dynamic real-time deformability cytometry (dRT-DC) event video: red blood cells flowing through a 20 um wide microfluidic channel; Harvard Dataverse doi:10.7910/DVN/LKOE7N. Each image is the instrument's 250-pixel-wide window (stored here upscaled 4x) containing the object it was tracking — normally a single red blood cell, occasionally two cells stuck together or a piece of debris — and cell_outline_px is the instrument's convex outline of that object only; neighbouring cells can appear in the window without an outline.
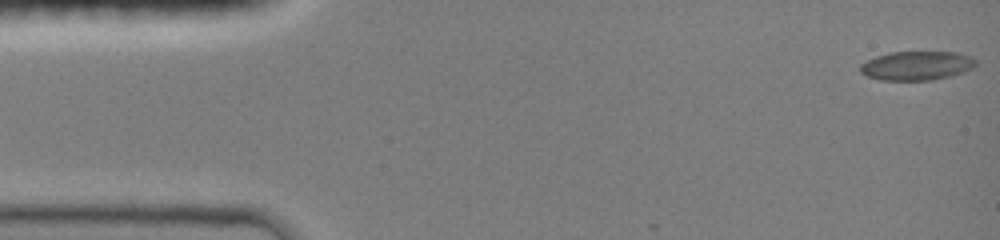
{"species": "common noctule bat (a hibernating species)", "species_latin": "Nyctalus noctula", "temperature_condition": "room temperature", "stored_images_in_passage": 43, "camera_frame_rate_fps": 3000, "um_per_image_px": 0.085, "animal": {"sex": "female", "body_mass_g": 19.0, "forearm_length_mm": 51.5}, "frame": {"image": 1, "passage_image": 1, "time_ms": 0.0, "image_size_px": [1000, 240], "cell_outline_px": [[976, 64], [972, 68], [964, 72], [932, 80], [880, 80], [868, 76], [860, 72], [860, 64], [876, 56], [892, 52], [956, 52], [968, 56], [976, 60]], "centroid_in_image_um": [77.9, 5.58], "position_along_channel_um": 7.1, "area_um2": 19.36}}
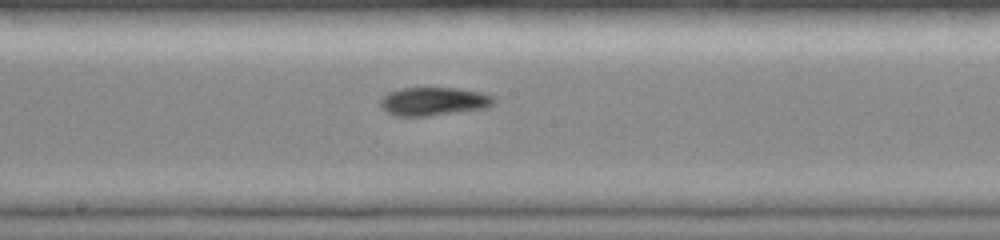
{"frame": {"image": 2, "passage_image": 25, "time_ms": 8.0, "image_size_px": [1000, 240], "cell_outline_px": [[496, 104], [484, 108], [424, 116], [396, 116], [388, 112], [380, 104], [380, 100], [388, 92], [400, 88], [456, 88], [480, 92], [496, 96]], "centroid_in_image_um": [36.89, 8.6], "position_along_channel_um": 211.3, "area_um2": 18.61}}
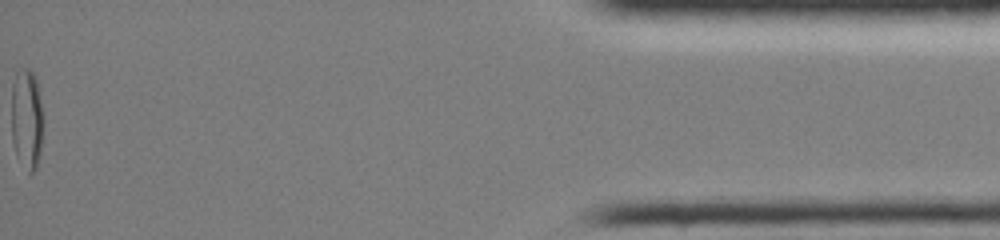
{"frame": {"image": 3, "passage_image": 43, "time_ms": 14.0, "image_size_px": [1000, 240], "cell_outline_px": [[44, 124], [40, 152], [36, 168], [32, 172], [28, 172], [16, 156], [12, 140], [12, 84], [16, 72], [20, 68], [28, 68], [36, 76], [44, 116]], "centroid_in_image_um": [2.29, 10.08], "position_along_channel_um": 432.9, "area_um2": 19.07}, "authors_computed_cell_mechanics": {"area_um2": 18.8428, "velocity_mm_per_s": 4.0525, "shape_relaxation_time_tau1_ms": 7.0846, "shape_relaxation_time_tau2_ms": 9.0225, "deformation_change_tau1": 0.1683, "deformation_change_tau2": 0.1694}}